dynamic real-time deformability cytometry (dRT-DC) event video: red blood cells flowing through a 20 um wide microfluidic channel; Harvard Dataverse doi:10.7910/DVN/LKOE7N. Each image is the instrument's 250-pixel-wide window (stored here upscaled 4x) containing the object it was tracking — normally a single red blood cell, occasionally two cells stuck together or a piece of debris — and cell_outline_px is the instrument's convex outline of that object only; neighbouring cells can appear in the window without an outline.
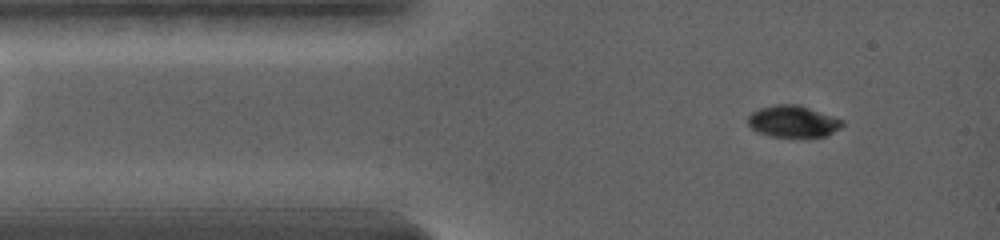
{"species": "common noctule bat (a hibernating species)", "species_latin": "Nyctalus noctula", "temperature_condition": "warm", "stored_images_in_passage": 46, "camera_frame_rate_fps": 5000, "um_per_image_px": 0.085, "animal": {"sex": "female", "body_mass_g": 19.0, "forearm_length_mm": 56.7}, "frame": {"image": 1, "passage_image": 4, "time_ms": 0.8, "image_size_px": [1000, 240], "cell_outline_px": [[844, 124], [840, 128], [828, 136], [772, 136], [760, 132], [752, 128], [748, 124], [748, 116], [752, 112], [764, 108], [780, 104], [792, 104], [844, 120]], "centroid_in_image_um": [67.42, 10.34], "position_along_channel_um": 17.6, "area_um2": 16.7}}
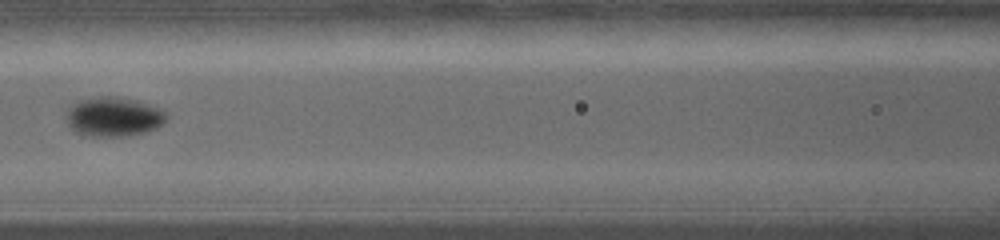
{"frame": {"image": 2, "passage_image": 17, "time_ms": 5.6, "image_size_px": [1000, 240], "cell_outline_px": [[168, 116], [156, 128], [144, 132], [120, 136], [88, 136], [76, 132], [68, 124], [68, 108], [76, 100], [96, 96], [120, 96], [140, 100], [164, 112]], "centroid_in_image_um": [9.62, 9.89], "position_along_channel_um": 157.0, "area_um2": 22.89}}
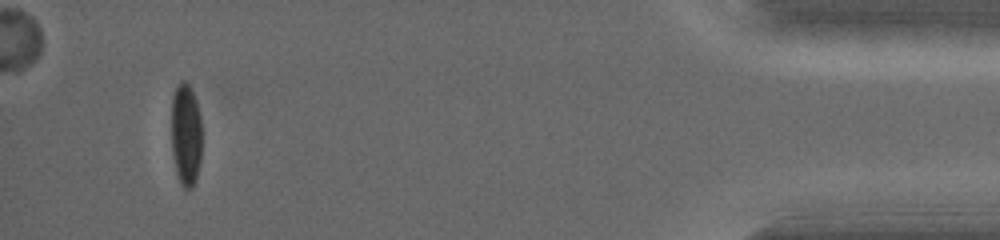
{"frame": {"image": 3, "passage_image": 37, "time_ms": 15.2, "image_size_px": [1000, 240], "cell_outline_px": [[200, 160], [196, 176], [192, 188], [184, 188], [180, 184], [176, 172], [172, 152], [172, 96], [176, 84], [180, 80], [184, 80], [188, 84], [196, 100], [200, 116]], "centroid_in_image_um": [15.78, 11.41], "position_along_channel_um": 419.4, "area_um2": 18.09}, "authors_computed_cell_mechanics": {"area_um2": 18.8428, "velocity_mm_per_s": 3.6904, "shape_relaxation_time_tau1_ms": 2.0035, "shape_relaxation_time_tau2_ms": null, "deformation_change_tau1": 0.1526, "deformation_change_tau2": null}}